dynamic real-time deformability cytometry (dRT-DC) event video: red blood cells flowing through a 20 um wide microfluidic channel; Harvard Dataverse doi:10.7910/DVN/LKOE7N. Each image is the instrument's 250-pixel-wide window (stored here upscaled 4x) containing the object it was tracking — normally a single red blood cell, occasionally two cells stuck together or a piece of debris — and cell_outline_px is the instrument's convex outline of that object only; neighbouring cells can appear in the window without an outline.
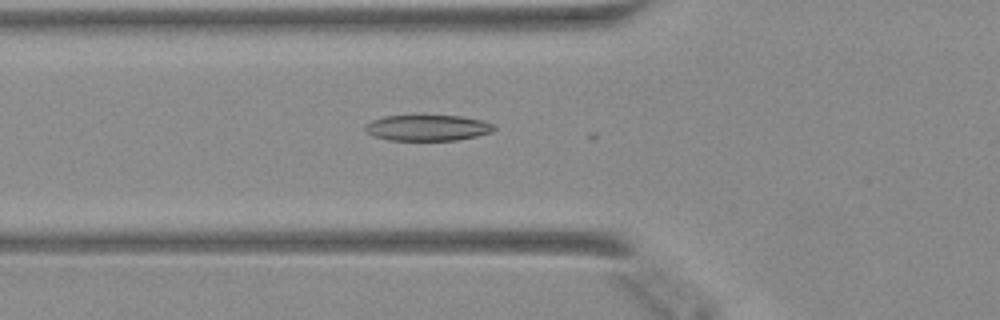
{"species": "Egyptian fruit bat (a non-hibernating species)", "species_latin": "Rousettus aegyptiacus", "temperature_condition": "warm", "stored_images_in_passage": 20, "camera_frame_rate_fps": 3000, "um_per_image_px": 0.085, "animal": {"sex": "female"}, "frame": {"image": 1, "passage_image": 12, "time_ms": 3.667, "image_size_px": [1000, 320], "cell_outline_px": [[496, 128], [492, 132], [476, 136], [456, 140], [388, 140], [372, 136], [364, 128], [372, 120], [384, 116], [460, 116], [484, 120], [492, 124]], "centroid_in_image_um": [36.36, 10.87], "position_along_channel_um": 89.4, "area_um2": 19.31}}
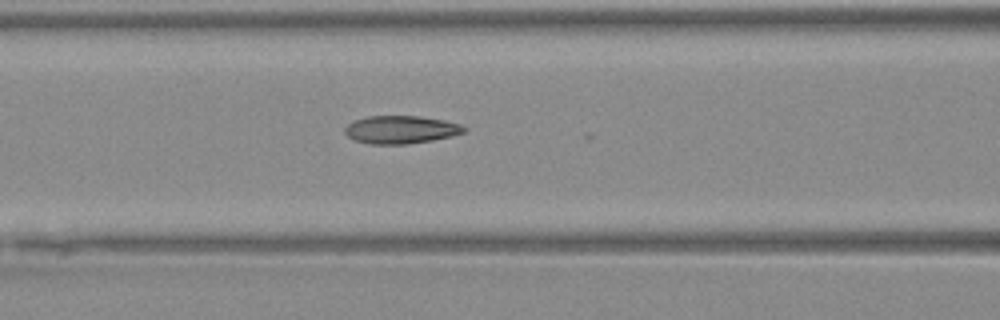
{"frame": {"image": 2, "passage_image": 15, "time_ms": 4.667, "image_size_px": [1000, 320], "cell_outline_px": [[468, 128], [464, 132], [452, 136], [432, 140], [408, 144], [372, 144], [356, 140], [348, 136], [344, 132], [344, 128], [352, 120], [368, 116], [420, 116], [444, 120], [460, 124]], "centroid_in_image_um": [34.07, 11.01], "position_along_channel_um": 132.5, "area_um2": 19.42}}
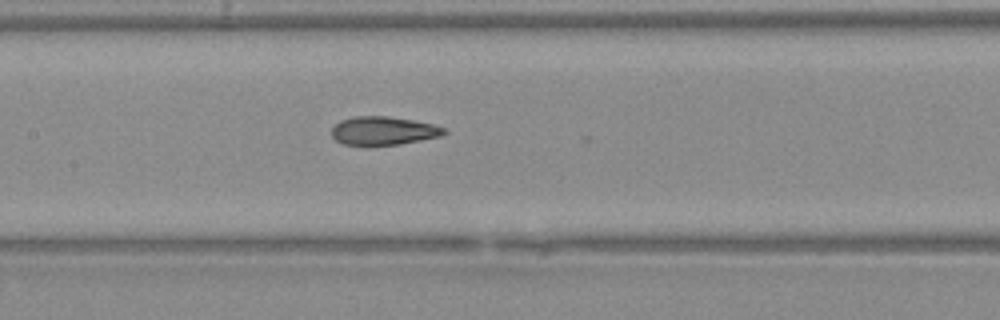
{"frame": {"image": 3, "passage_image": 18, "time_ms": 5.667, "image_size_px": [1000, 320], "cell_outline_px": [[448, 132], [440, 136], [400, 144], [368, 148], [344, 144], [336, 140], [332, 136], [332, 128], [340, 120], [356, 116], [388, 116], [412, 120], [432, 124], [444, 128]], "centroid_in_image_um": [32.54, 11.15], "position_along_channel_um": 174.9, "area_um2": 19.07}}